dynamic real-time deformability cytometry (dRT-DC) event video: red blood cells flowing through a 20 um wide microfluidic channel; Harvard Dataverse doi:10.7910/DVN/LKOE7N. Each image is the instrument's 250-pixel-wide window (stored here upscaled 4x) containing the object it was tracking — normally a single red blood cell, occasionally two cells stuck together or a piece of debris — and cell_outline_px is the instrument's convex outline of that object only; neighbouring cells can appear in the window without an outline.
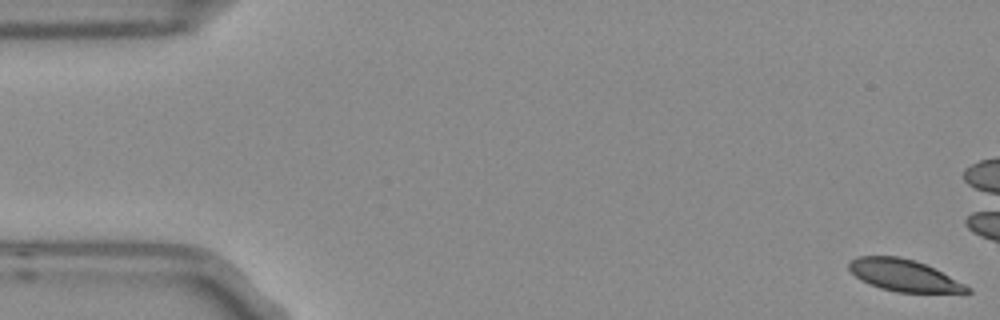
{"species": "Egyptian fruit bat (a non-hibernating species)", "species_latin": "Rousettus aegyptiacus", "temperature_condition": "room temperature", "stored_images_in_passage": 2, "segment_of_instrument_passage": [2, 2], "camera_frame_rate_fps": 3000, "um_per_image_px": 0.085, "frame": {"image": 1, "passage_image": 2, "time_ms": 0.333, "image_size_px": [1000, 320], "cell_outline_px": [[972, 292], [896, 292], [880, 288], [860, 280], [848, 268], [848, 260], [856, 256], [900, 256], [924, 264], [972, 288]], "centroid_in_image_um": [76.75, 23.39], "position_along_channel_um": 8.2, "area_um2": 21.56}}